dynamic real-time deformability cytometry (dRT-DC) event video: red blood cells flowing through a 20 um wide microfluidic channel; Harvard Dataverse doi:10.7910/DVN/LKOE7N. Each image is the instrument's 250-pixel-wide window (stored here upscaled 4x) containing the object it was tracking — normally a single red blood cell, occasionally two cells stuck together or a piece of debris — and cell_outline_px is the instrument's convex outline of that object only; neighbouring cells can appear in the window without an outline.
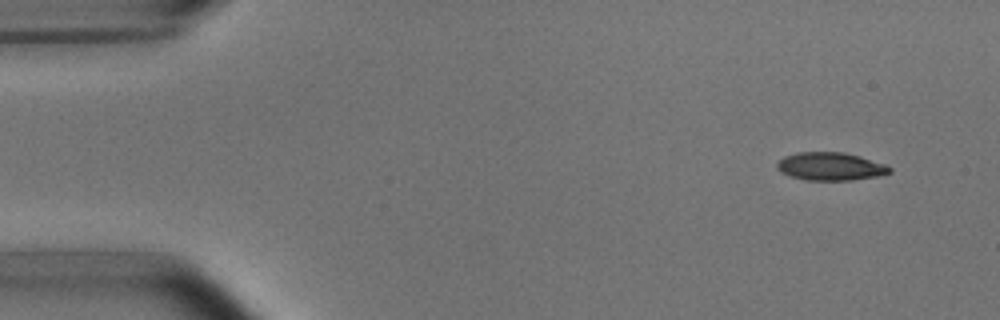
{"species": "common noctule bat (a hibernating species)", "species_latin": "Nyctalus noctula", "temperature_condition": "room temperature", "stored_images_in_passage": 4, "camera_frame_rate_fps": 3000, "um_per_image_px": 0.085, "animal": {"sex": "male", "body_mass_g": 15.6}, "frame": {"image": 1, "passage_image": 1, "time_ms": 0.0, "image_size_px": [1000, 320], "cell_outline_px": [[892, 172], [880, 176], [852, 180], [804, 180], [780, 172], [776, 168], [776, 164], [784, 156], [796, 152], [844, 152], [860, 156], [884, 164], [892, 168]], "centroid_in_image_um": [70.59, 14.14], "position_along_channel_um": 14.4, "area_um2": 18.5}}
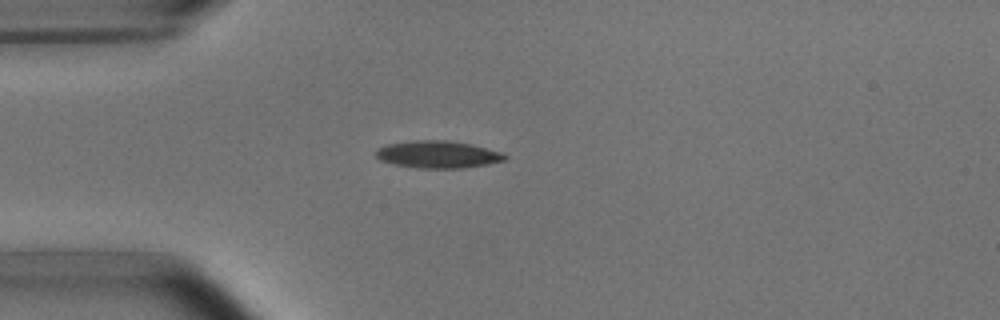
{"frame": {"image": 2, "passage_image": 4, "time_ms": 3.333, "image_size_px": [1000, 320], "cell_outline_px": [[508, 156], [504, 160], [464, 168], [420, 168], [396, 164], [380, 160], [376, 156], [376, 148], [388, 144], [412, 140], [448, 140], [472, 144], [500, 152]], "centroid_in_image_um": [37.19, 13.11], "position_along_channel_um": 47.8, "area_um2": 20.29}}